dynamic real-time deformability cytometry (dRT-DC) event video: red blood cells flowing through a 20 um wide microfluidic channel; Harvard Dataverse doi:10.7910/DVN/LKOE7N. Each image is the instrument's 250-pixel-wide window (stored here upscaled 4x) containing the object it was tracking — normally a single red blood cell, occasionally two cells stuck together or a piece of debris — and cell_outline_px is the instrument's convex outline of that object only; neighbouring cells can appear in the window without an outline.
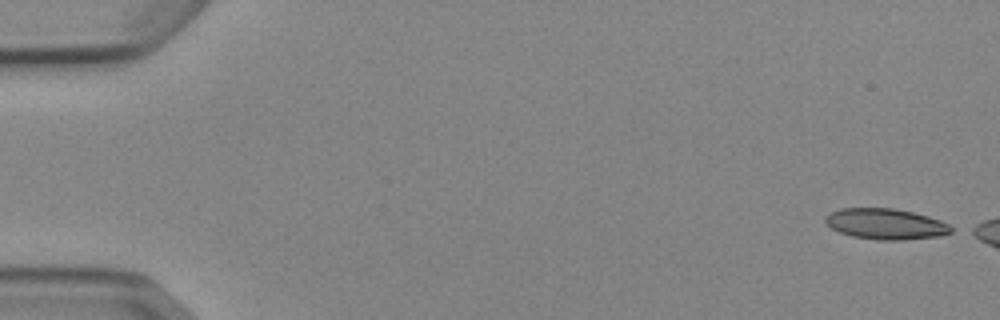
{"species": "Egyptian fruit bat (a non-hibernating species)", "species_latin": "Rousettus aegyptiacus", "temperature_condition": "cold", "stored_images_in_passage": 47, "camera_frame_rate_fps": 3000, "um_per_image_px": 0.085, "animal": {"sex": "female"}, "frame": {"image": 1, "passage_image": 1, "time_ms": 0.0, "image_size_px": [1000, 320], "cell_outline_px": [[956, 228], [952, 232], [940, 236], [900, 240], [880, 240], [852, 236], [840, 232], [832, 228], [824, 220], [824, 216], [828, 212], [840, 208], [896, 208], [928, 216], [940, 220]], "centroid_in_image_um": [75.29, 19.03], "position_along_channel_um": 9.7, "area_um2": 22.72}}
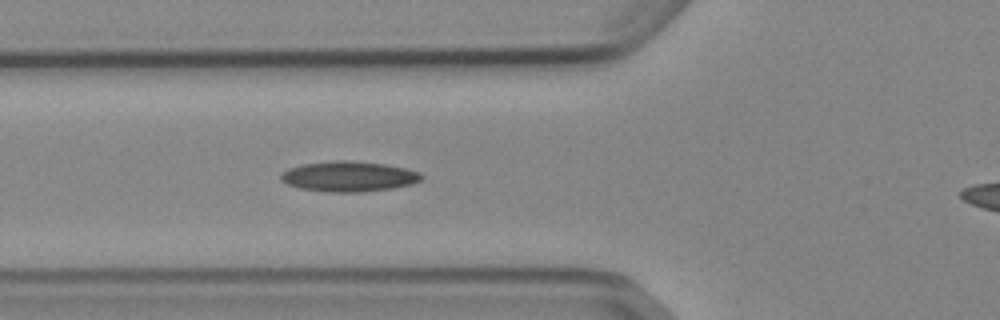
{"frame": {"image": 2, "passage_image": 19, "time_ms": 6.0, "image_size_px": [1000, 320], "cell_outline_px": [[424, 176], [420, 180], [412, 184], [392, 188], [364, 192], [328, 192], [300, 188], [288, 184], [280, 180], [280, 176], [288, 168], [304, 164], [336, 160], [348, 160], [384, 164], [408, 168], [420, 172]], "centroid_in_image_um": [29.68, 15.0], "position_along_channel_um": 96.1, "area_um2": 24.85}}
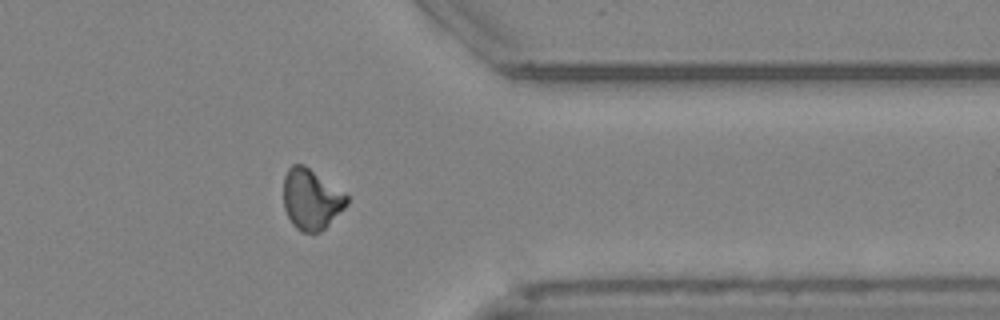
{"frame": {"image": 3, "passage_image": 42, "time_ms": 13.667, "image_size_px": [1000, 320], "cell_outline_px": [[348, 204], [320, 232], [300, 232], [292, 224], [284, 208], [284, 176], [288, 168], [292, 164], [304, 164], [344, 192], [348, 196]], "centroid_in_image_um": [26.44, 16.92], "position_along_channel_um": 385.0, "area_um2": 22.25}}